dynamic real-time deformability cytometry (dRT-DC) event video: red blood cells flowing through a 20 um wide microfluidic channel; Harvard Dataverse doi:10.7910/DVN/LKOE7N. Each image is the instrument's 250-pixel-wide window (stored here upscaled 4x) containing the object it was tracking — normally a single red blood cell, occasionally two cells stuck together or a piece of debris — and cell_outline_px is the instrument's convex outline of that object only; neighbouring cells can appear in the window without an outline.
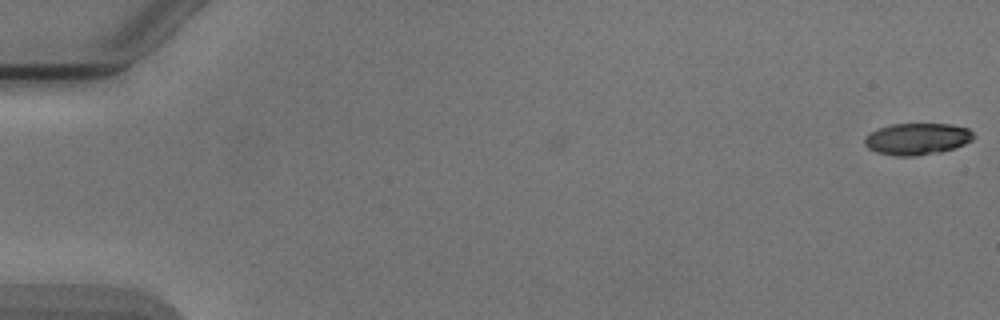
{"species": "Egyptian fruit bat (a non-hibernating species)", "species_latin": "Rousettus aegyptiacus", "temperature_condition": "cold", "stored_images_in_passage": 2, "camera_frame_rate_fps": 3000, "um_per_image_px": 0.085, "animal": {"sex": "male"}, "frame": {"image": 1, "passage_image": 2, "time_ms": 1.333, "image_size_px": [1000, 320], "cell_outline_px": [[976, 136], [972, 140], [964, 144], [940, 152], [916, 156], [896, 156], [876, 152], [868, 148], [864, 144], [864, 140], [872, 132], [880, 128], [892, 124], [952, 124], [968, 128]], "centroid_in_image_um": [77.98, 11.81], "position_along_channel_um": 7.0, "area_um2": 20.0}}